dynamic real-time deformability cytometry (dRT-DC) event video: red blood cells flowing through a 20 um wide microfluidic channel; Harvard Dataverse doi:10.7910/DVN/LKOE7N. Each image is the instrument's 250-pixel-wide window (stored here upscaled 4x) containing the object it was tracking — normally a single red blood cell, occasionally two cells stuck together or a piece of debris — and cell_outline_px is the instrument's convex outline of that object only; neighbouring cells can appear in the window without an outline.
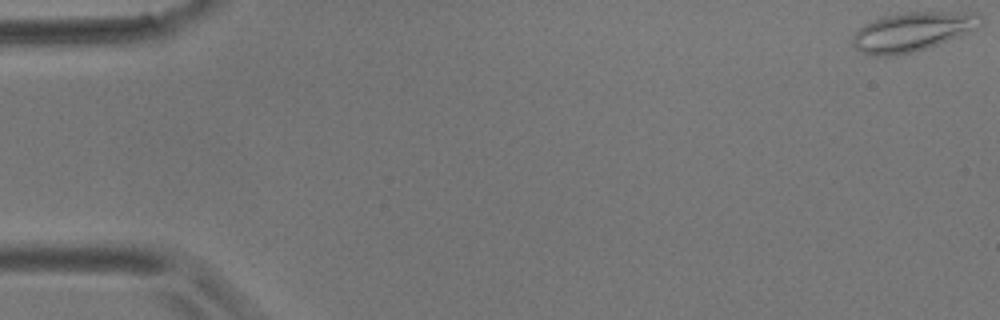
{"species": "common noctule bat (a hibernating species)", "species_latin": "Nyctalus noctula", "temperature_condition": "room temperature", "stored_images_in_passage": 56, "camera_frame_rate_fps": 3000, "um_per_image_px": 0.085, "animal": {"sex": "male", "body_mass_g": 17.9}, "frame": {"image": 1, "passage_image": 1, "time_ms": 0.0, "image_size_px": [1000, 320], "cell_outline_px": [[984, 24], [972, 32], [916, 52], [896, 56], [872, 56], [856, 48], [852, 44], [852, 36], [864, 24], [884, 16], [908, 12], [980, 12], [984, 16]], "centroid_in_image_um": [77.65, 2.69], "position_along_channel_um": 7.3, "area_um2": 29.71}}
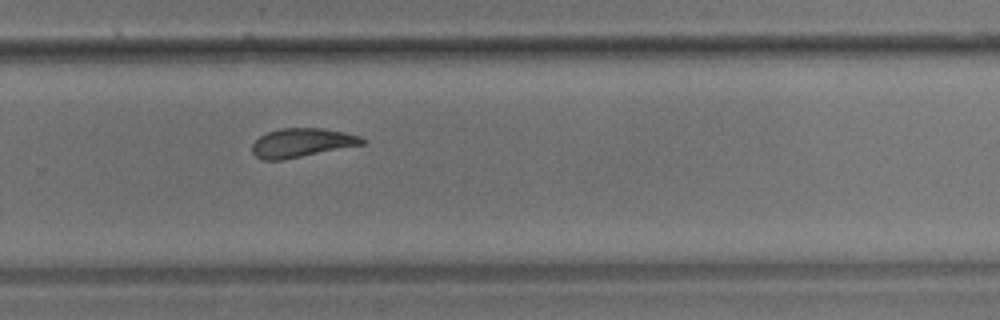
{"frame": {"image": 2, "passage_image": 38, "time_ms": 12.333, "image_size_px": [1000, 320], "cell_outline_px": [[364, 144], [280, 160], [260, 160], [252, 152], [252, 144], [260, 136], [268, 132], [280, 128], [320, 128], [344, 132], [360, 136], [364, 140]], "centroid_in_image_um": [25.61, 12.13], "position_along_channel_um": 304.2, "area_um2": 18.26}}
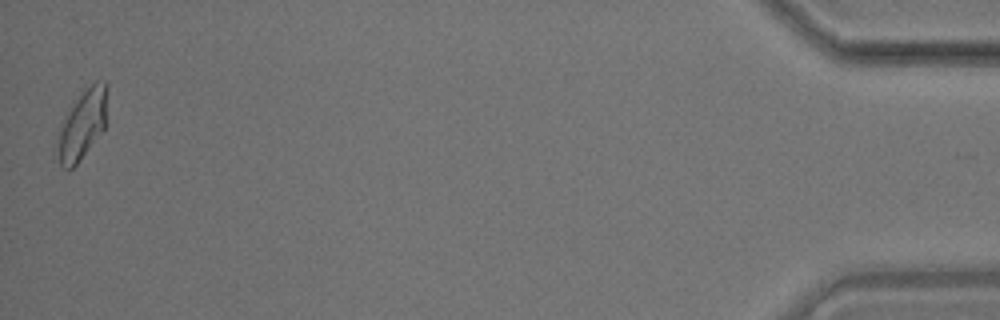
{"frame": {"image": 3, "passage_image": 56, "time_ms": 18.333, "image_size_px": [1000, 320], "cell_outline_px": [[104, 128], [76, 164], [72, 168], [64, 168], [60, 164], [52, 152], [56, 132], [64, 116], [80, 96], [96, 80], [104, 80]], "centroid_in_image_um": [6.84, 10.72], "position_along_channel_um": 428.4, "area_um2": 19.65}, "authors_computed_cell_mechanics": {"area_um2": 19.4497, "velocity_mm_per_s": 3.5666, "shape_relaxation_time_tau1_ms": 6.8669, "shape_relaxation_time_tau2_ms": 2.3984, "deformation_change_tau1": 0.1679, "deformation_change_tau2": 0.1006}}